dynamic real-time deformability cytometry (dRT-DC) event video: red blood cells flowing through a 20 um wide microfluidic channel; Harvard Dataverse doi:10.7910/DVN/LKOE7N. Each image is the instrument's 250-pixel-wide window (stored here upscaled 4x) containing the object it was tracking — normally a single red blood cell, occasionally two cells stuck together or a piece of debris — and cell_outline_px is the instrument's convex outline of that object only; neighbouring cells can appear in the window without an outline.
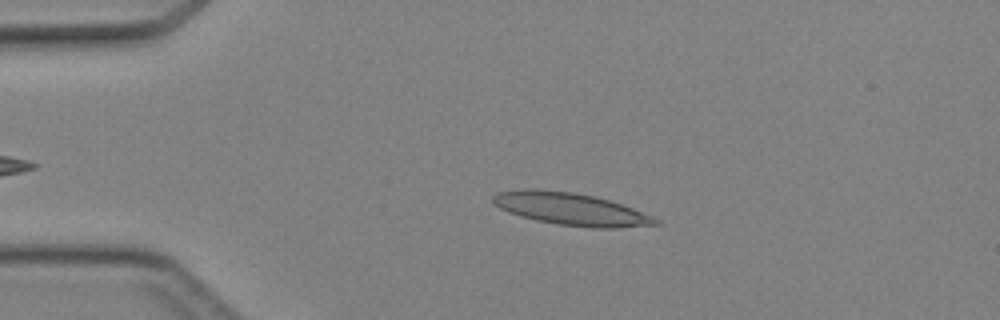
{"species": "Egyptian fruit bat (a non-hibernating species)", "species_latin": "Rousettus aegyptiacus", "temperature_condition": "cold", "stored_images_in_passage": 39, "camera_frame_rate_fps": 3000, "um_per_image_px": 0.085, "animal": {"sex": "female"}, "frame": {"image": 1, "passage_image": 9, "time_ms": 2.667, "image_size_px": [1000, 320], "cell_outline_px": [[660, 224], [616, 228], [592, 228], [556, 224], [536, 220], [520, 216], [508, 212], [492, 204], [492, 196], [496, 192], [532, 188], [536, 188], [572, 192], [592, 196], [608, 200], [632, 208], [652, 216], [660, 220]], "centroid_in_image_um": [48.47, 17.77], "position_along_channel_um": 36.5, "area_um2": 30.63}}
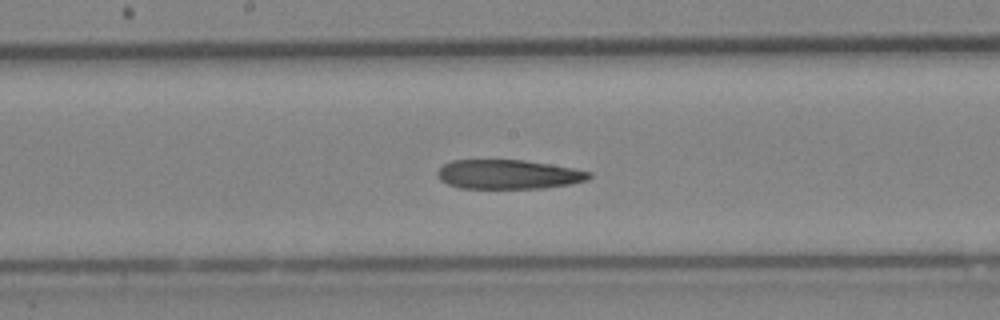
{"frame": {"image": 2, "passage_image": 23, "time_ms": 7.333, "image_size_px": [1000, 320], "cell_outline_px": [[592, 176], [588, 180], [568, 184], [544, 188], [460, 188], [448, 184], [440, 180], [436, 172], [444, 164], [452, 160], [524, 160], [572, 168], [592, 172]], "centroid_in_image_um": [43.2, 14.82], "position_along_channel_um": 205.0, "area_um2": 25.78}}
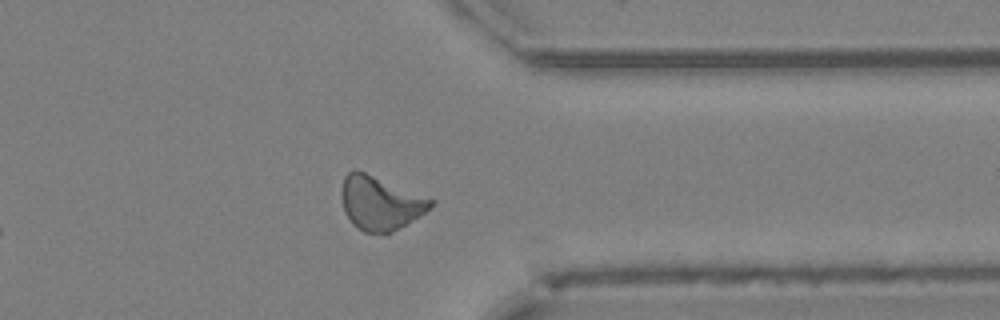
{"frame": {"image": 3, "passage_image": 35, "time_ms": 11.333, "image_size_px": [1000, 320], "cell_outline_px": [[436, 200], [424, 212], [392, 232], [364, 232], [352, 224], [344, 212], [340, 192], [340, 188], [344, 176], [348, 172], [364, 172]], "centroid_in_image_um": [32.27, 17.25], "position_along_channel_um": 379.1, "area_um2": 27.4}}